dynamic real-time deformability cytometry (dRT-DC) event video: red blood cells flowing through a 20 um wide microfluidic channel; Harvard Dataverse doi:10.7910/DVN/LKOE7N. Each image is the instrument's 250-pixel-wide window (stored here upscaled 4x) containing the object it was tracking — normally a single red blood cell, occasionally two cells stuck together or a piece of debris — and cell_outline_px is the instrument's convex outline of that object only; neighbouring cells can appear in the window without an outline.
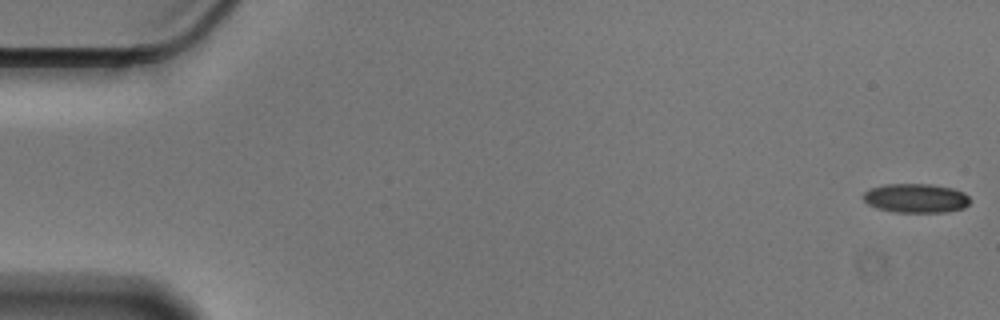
{"species": "Egyptian fruit bat (a non-hibernating species)", "species_latin": "Rousettus aegyptiacus", "temperature_condition": "cold", "stored_images_in_passage": 56, "camera_frame_rate_fps": 3000, "um_per_image_px": 0.085, "animal": {"sex": "male"}, "frame": {"image": 1, "passage_image": 1, "time_ms": 0.0, "image_size_px": [1000, 320], "cell_outline_px": [[972, 200], [964, 208], [944, 212], [896, 212], [876, 208], [868, 204], [864, 200], [864, 192], [868, 188], [884, 184], [932, 184], [952, 188], [964, 192]], "centroid_in_image_um": [77.85, 16.84], "position_along_channel_um": 7.1, "area_um2": 18.26}}
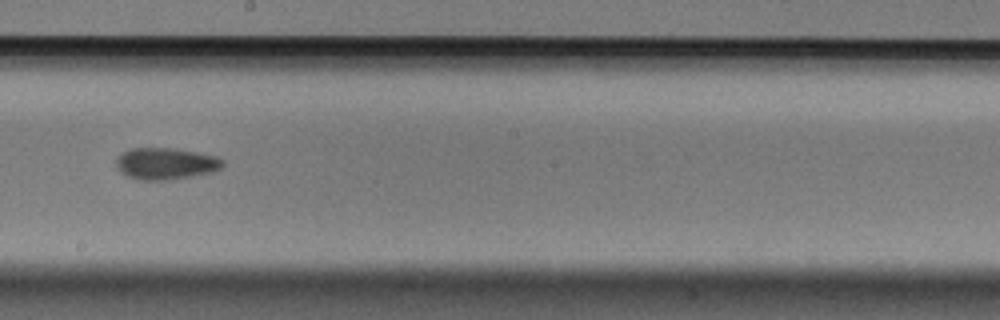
{"frame": {"image": 2, "passage_image": 32, "time_ms": 10.333, "image_size_px": [1000, 320], "cell_outline_px": [[224, 164], [220, 168], [212, 172], [192, 176], [168, 180], [136, 180], [120, 172], [116, 164], [116, 156], [132, 148], [172, 148], [196, 152], [216, 156], [224, 160]], "centroid_in_image_um": [14.07, 13.91], "position_along_channel_um": 234.1, "area_um2": 19.71}}
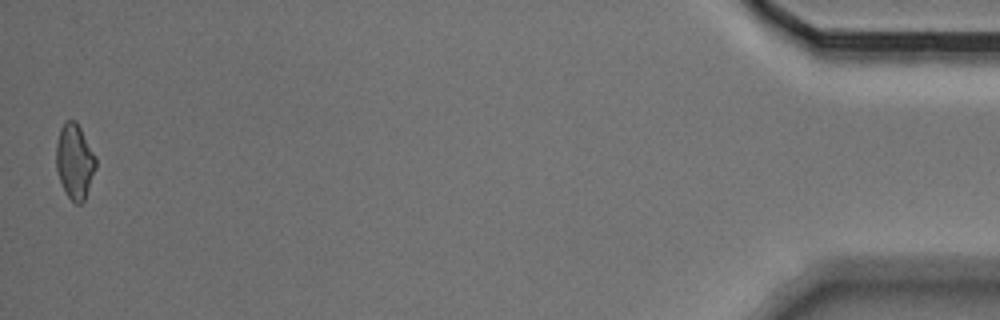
{"frame": {"image": 3, "passage_image": 56, "time_ms": 18.333, "image_size_px": [1000, 320], "cell_outline_px": [[96, 168], [84, 200], [80, 204], [76, 204], [68, 196], [60, 180], [56, 168], [56, 144], [60, 128], [68, 120], [76, 120], [96, 156]], "centroid_in_image_um": [6.35, 13.7], "position_along_channel_um": 428.8, "area_um2": 17.17}, "authors_computed_cell_mechanics": {"area_um2": 18.3515, "velocity_mm_per_s": 3.564, "shape_relaxation_time_tau1_ms": null, "shape_relaxation_time_tau2_ms": 7.7447, "deformation_change_tau1": null, "deformation_change_tau2": 0.1465}}